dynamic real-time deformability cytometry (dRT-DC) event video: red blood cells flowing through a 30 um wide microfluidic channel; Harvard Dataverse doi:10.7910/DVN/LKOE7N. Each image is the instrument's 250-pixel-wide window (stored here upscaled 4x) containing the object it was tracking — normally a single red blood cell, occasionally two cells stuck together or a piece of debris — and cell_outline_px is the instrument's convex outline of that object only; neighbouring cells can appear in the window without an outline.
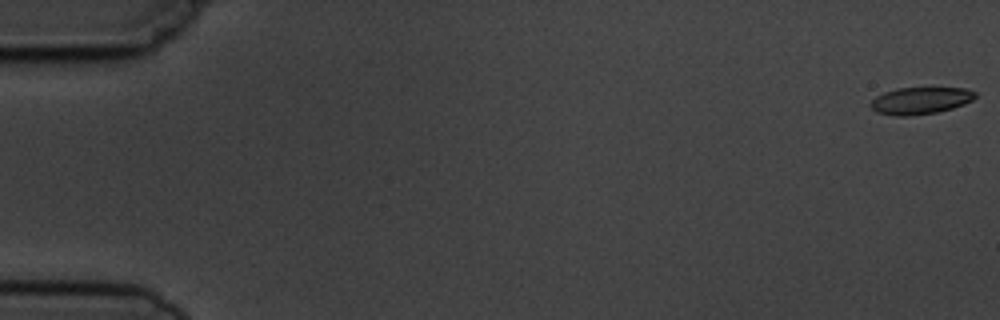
{"species": "common noctule bat (a hibernating species)", "species_latin": "Nyctalus noctula", "temperature_condition": "cold", "stored_images_in_passage": 9, "camera_frame_rate_fps": 3000, "um_per_image_px": 0.085, "animal": {"sex": "male", "body_mass_g": 19.5, "forearm_length_mm": 54.6}, "frame": {"image": 1, "passage_image": 1, "time_ms": 0.0, "image_size_px": [1000, 320], "cell_outline_px": [[976, 96], [972, 100], [964, 104], [952, 108], [936, 112], [908, 116], [896, 116], [876, 112], [868, 104], [876, 96], [884, 92], [900, 88], [964, 88], [976, 92]], "centroid_in_image_um": [78.21, 8.55], "position_along_channel_um": 6.8, "area_um2": 16.36}}
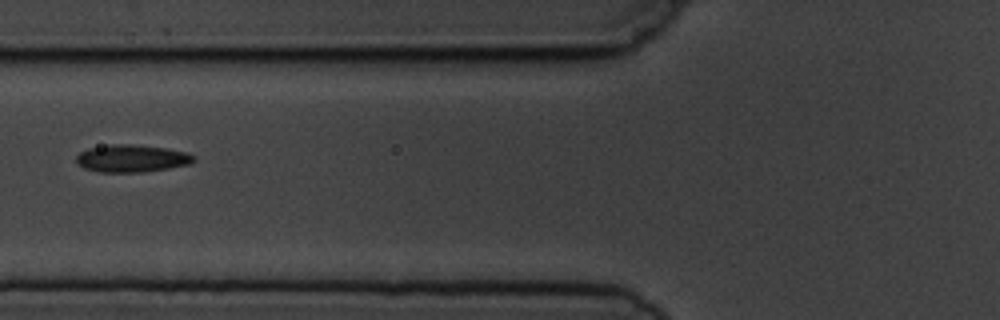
{"frame": {"image": 2, "passage_image": 7, "time_ms": 7.0, "image_size_px": [1000, 320], "cell_outline_px": [[196, 160], [192, 164], [168, 168], [140, 172], [96, 172], [84, 168], [76, 164], [76, 156], [80, 152], [88, 148], [108, 144], [132, 144], [168, 148], [188, 152], [196, 156]], "centroid_in_image_um": [11.21, 13.46], "position_along_channel_um": 114.6, "area_um2": 19.13}}
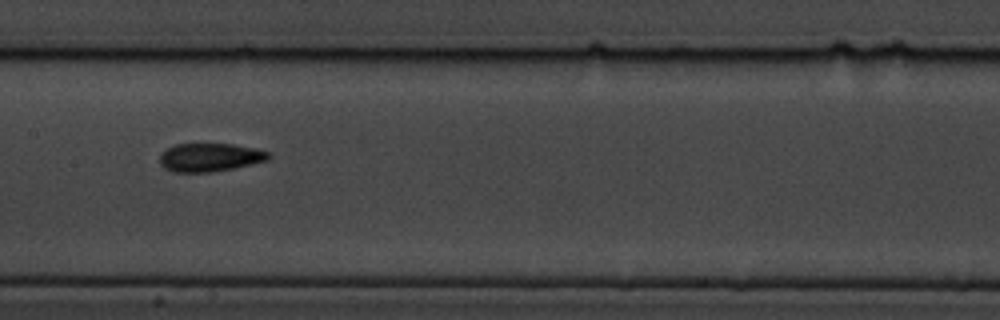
{"frame": {"image": 3, "passage_image": 9, "time_ms": 9.0, "image_size_px": [1000, 320], "cell_outline_px": [[272, 156], [268, 160], [236, 168], [212, 172], [172, 172], [164, 168], [160, 164], [160, 152], [176, 144], [232, 144], [256, 148], [268, 152]], "centroid_in_image_um": [17.84, 13.38], "position_along_channel_um": 189.6, "area_um2": 18.15}}